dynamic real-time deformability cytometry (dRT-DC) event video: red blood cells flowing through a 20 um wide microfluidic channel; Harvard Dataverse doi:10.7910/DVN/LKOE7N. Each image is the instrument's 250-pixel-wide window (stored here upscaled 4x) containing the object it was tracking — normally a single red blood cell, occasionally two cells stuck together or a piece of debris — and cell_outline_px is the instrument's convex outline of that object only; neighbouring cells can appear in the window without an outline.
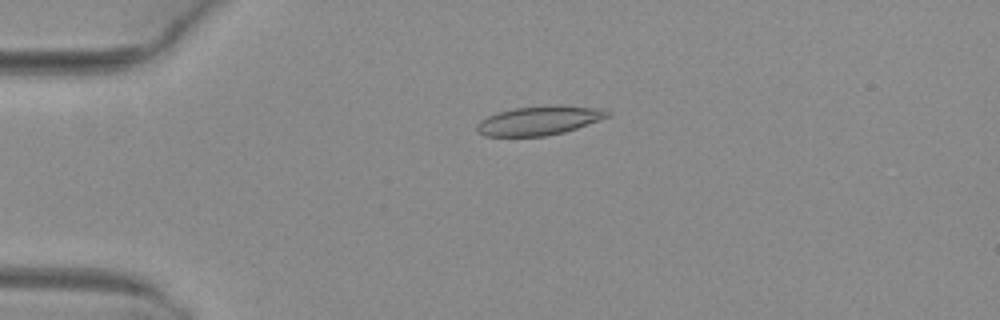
{"species": "common noctule bat (a hibernating species)", "species_latin": "Nyctalus noctula", "temperature_condition": "warm", "stored_images_in_passage": 35, "camera_frame_rate_fps": 3000, "um_per_image_px": 0.085, "animal": {"sex": "female", "body_mass_g": 29.2, "forearm_length_mm": 56.3}, "frame": {"image": 1, "passage_image": 2, "time_ms": 0.333, "image_size_px": [1000, 320], "cell_outline_px": [[612, 112], [608, 116], [600, 120], [564, 132], [544, 136], [484, 136], [476, 132], [476, 124], [480, 120], [488, 116], [500, 112], [516, 108], [560, 104], [604, 108]], "centroid_in_image_um": [45.86, 10.23], "position_along_channel_um": 39.1, "area_um2": 22.25}}
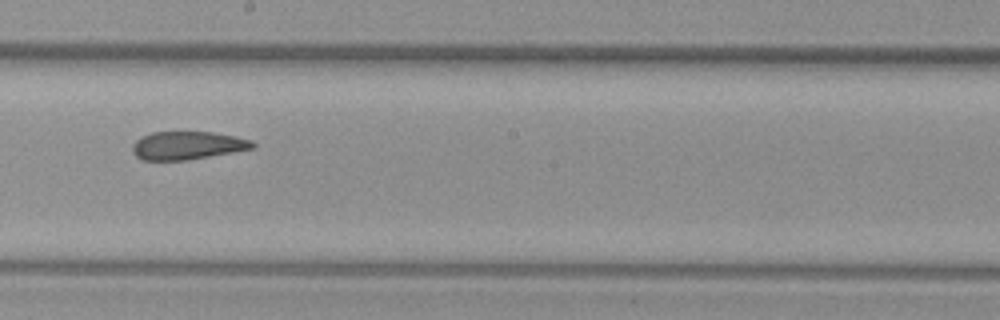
{"frame": {"image": 2, "passage_image": 19, "time_ms": 6.0, "image_size_px": [1000, 320], "cell_outline_px": [[256, 148], [188, 160], [140, 160], [132, 152], [132, 144], [140, 136], [152, 132], [212, 132], [236, 136], [252, 140], [256, 144]], "centroid_in_image_um": [15.93, 12.36], "position_along_channel_um": 232.3, "area_um2": 19.94}}
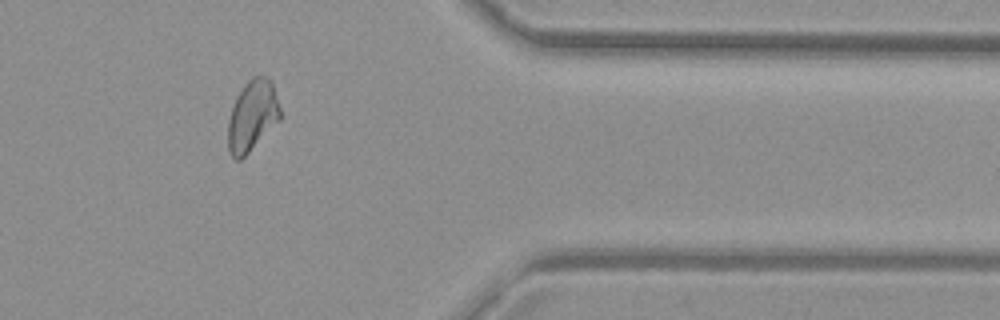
{"frame": {"image": 3, "passage_image": 32, "time_ms": 10.333, "image_size_px": [1000, 320], "cell_outline_px": [[280, 120], [240, 160], [236, 160], [232, 156], [228, 148], [228, 120], [236, 96], [244, 84], [252, 76], [268, 76], [272, 80], [280, 108]], "centroid_in_image_um": [21.45, 9.8], "position_along_channel_um": 390.0, "area_um2": 21.5}, "authors_computed_cell_mechanics": {"area_um2": 21.3282, "velocity_mm_per_s": 4.0611, "shape_relaxation_time_tau1_ms": null, "shape_relaxation_time_tau2_ms": 1.8552, "deformation_change_tau1": null, "deformation_change_tau2": 0.0775}}